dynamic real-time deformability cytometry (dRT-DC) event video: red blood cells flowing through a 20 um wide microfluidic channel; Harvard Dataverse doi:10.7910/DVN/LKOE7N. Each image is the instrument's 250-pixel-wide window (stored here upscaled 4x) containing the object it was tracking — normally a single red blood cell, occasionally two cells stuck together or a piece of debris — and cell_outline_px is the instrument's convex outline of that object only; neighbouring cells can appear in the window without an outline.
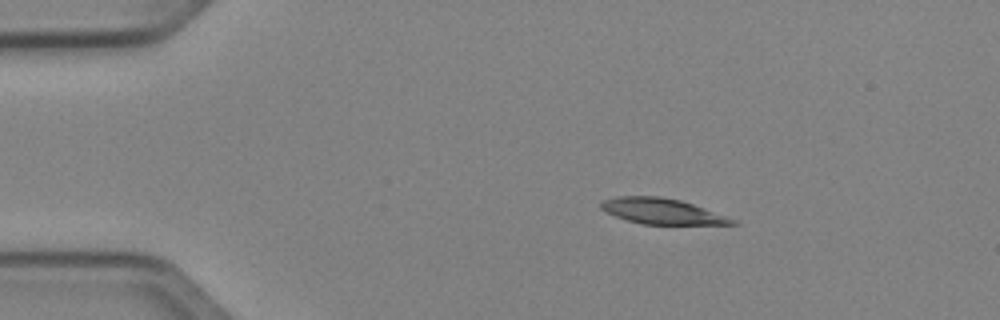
{"species": "Egyptian fruit bat (a non-hibernating species)", "species_latin": "Rousettus aegyptiacus", "temperature_condition": "cold", "stored_images_in_passage": 42, "camera_frame_rate_fps": 3000, "um_per_image_px": 0.085, "animal": {"sex": "female"}, "frame": {"image": 1, "passage_image": 1, "time_ms": 0.0, "image_size_px": [1000, 320], "cell_outline_px": [[740, 224], [640, 224], [616, 216], [600, 208], [600, 200], [616, 196], [660, 196], [680, 200], [692, 204], [736, 220]], "centroid_in_image_um": [56.21, 17.94], "position_along_channel_um": 28.8, "area_um2": 19.36}}
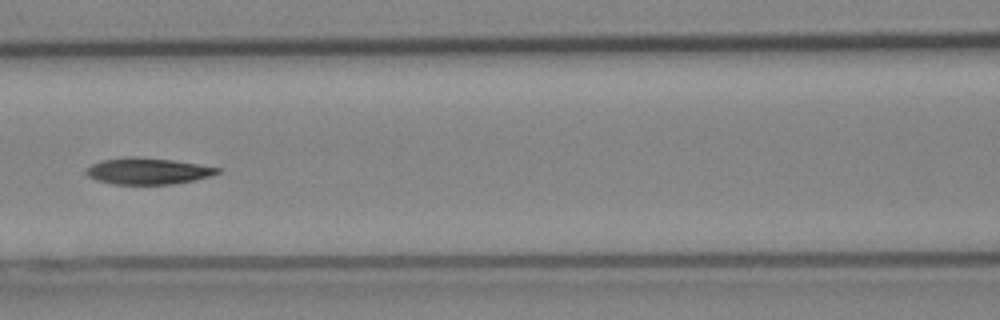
{"frame": {"image": 2, "passage_image": 15, "time_ms": 4.667, "image_size_px": [1000, 320], "cell_outline_px": [[220, 172], [208, 176], [192, 180], [172, 184], [112, 184], [96, 180], [88, 176], [84, 172], [92, 164], [104, 160], [128, 156], [172, 160], [220, 168]], "centroid_in_image_um": [12.51, 14.54], "position_along_channel_um": 154.1, "area_um2": 19.83}}
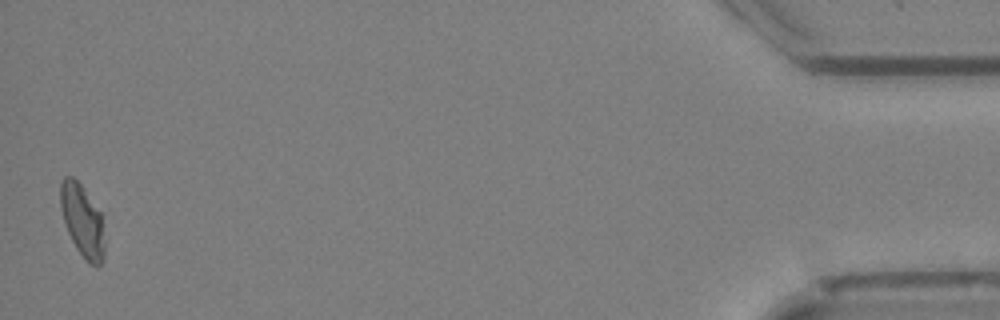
{"frame": {"image": 3, "passage_image": 42, "time_ms": 13.667, "image_size_px": [1000, 320], "cell_outline_px": [[104, 260], [96, 268], [88, 264], [84, 260], [76, 248], [68, 232], [60, 208], [60, 184], [64, 176], [72, 176], [84, 188], [100, 212], [104, 244]], "centroid_in_image_um": [6.99, 18.79], "position_along_channel_um": 428.2, "area_um2": 18.61}, "authors_computed_cell_mechanics": {"area_um2": 20.23, "velocity_mm_per_s": 4.0381, "shape_relaxation_time_tau1_ms": 6.3476, "shape_relaxation_time_tau2_ms": null, "deformation_change_tau1": 0.1643, "deformation_change_tau2": null}}